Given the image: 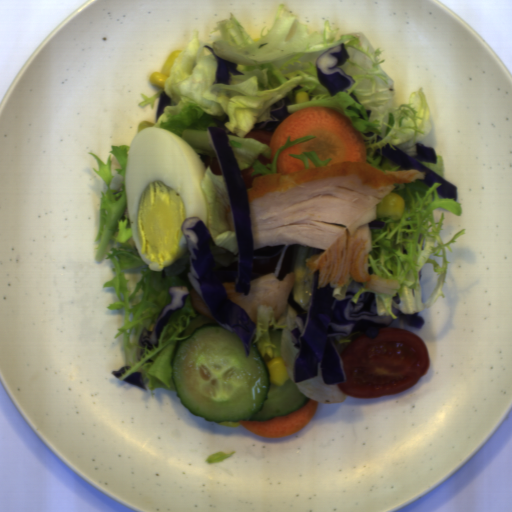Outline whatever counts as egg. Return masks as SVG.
I'll return each mask as SVG.
<instances>
[{"label": "egg", "instance_id": "1", "mask_svg": "<svg viewBox=\"0 0 512 512\" xmlns=\"http://www.w3.org/2000/svg\"><path fill=\"white\" fill-rule=\"evenodd\" d=\"M206 164L181 136L155 125L138 131L129 147L125 196L137 252L153 272L189 251L183 224L199 217L208 228Z\"/></svg>", "mask_w": 512, "mask_h": 512}]
</instances>
